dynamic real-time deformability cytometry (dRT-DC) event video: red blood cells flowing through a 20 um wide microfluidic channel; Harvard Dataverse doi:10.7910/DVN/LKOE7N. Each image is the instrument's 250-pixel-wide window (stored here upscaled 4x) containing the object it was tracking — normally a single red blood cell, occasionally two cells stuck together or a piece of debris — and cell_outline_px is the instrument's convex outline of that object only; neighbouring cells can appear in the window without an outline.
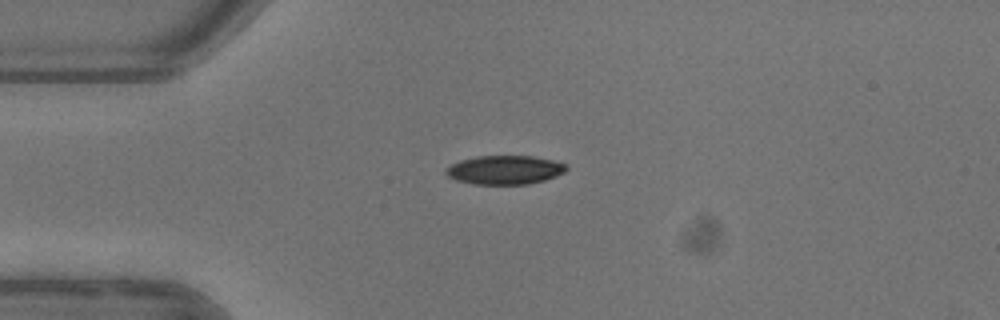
{"species": "common noctule bat (a hibernating species)", "species_latin": "Nyctalus noctula", "temperature_condition": "warm", "stored_images_in_passage": 2, "camera_frame_rate_fps": 3000, "um_per_image_px": 0.085, "animal": {"sex": "female"}, "frame": {"image": 1, "passage_image": 1, "time_ms": 0.0, "image_size_px": [1000, 320], "cell_outline_px": [[568, 168], [564, 172], [556, 176], [544, 180], [528, 184], [472, 184], [456, 180], [448, 176], [444, 172], [444, 168], [460, 160], [476, 156], [532, 156], [552, 160], [564, 164]], "centroid_in_image_um": [42.86, 14.44], "position_along_channel_um": 42.1, "area_um2": 20.23}}